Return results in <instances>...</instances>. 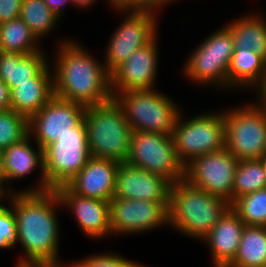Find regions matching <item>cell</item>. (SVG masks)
<instances>
[{
	"label": "cell",
	"mask_w": 266,
	"mask_h": 267,
	"mask_svg": "<svg viewBox=\"0 0 266 267\" xmlns=\"http://www.w3.org/2000/svg\"><path fill=\"white\" fill-rule=\"evenodd\" d=\"M227 267H266V226L245 225L236 256Z\"/></svg>",
	"instance_id": "d4e9b609"
},
{
	"label": "cell",
	"mask_w": 266,
	"mask_h": 267,
	"mask_svg": "<svg viewBox=\"0 0 266 267\" xmlns=\"http://www.w3.org/2000/svg\"><path fill=\"white\" fill-rule=\"evenodd\" d=\"M44 3L48 6V8L55 14L57 15L58 18H62L63 16V10L65 8V4L69 5L71 4L70 0H44Z\"/></svg>",
	"instance_id": "8d00e7d4"
},
{
	"label": "cell",
	"mask_w": 266,
	"mask_h": 267,
	"mask_svg": "<svg viewBox=\"0 0 266 267\" xmlns=\"http://www.w3.org/2000/svg\"><path fill=\"white\" fill-rule=\"evenodd\" d=\"M109 204L113 235L146 233L156 227L169 226V202L113 197Z\"/></svg>",
	"instance_id": "4fadbf2b"
},
{
	"label": "cell",
	"mask_w": 266,
	"mask_h": 267,
	"mask_svg": "<svg viewBox=\"0 0 266 267\" xmlns=\"http://www.w3.org/2000/svg\"><path fill=\"white\" fill-rule=\"evenodd\" d=\"M237 165L238 160L223 148L192 159L185 165L184 180L231 204Z\"/></svg>",
	"instance_id": "7c38bea8"
},
{
	"label": "cell",
	"mask_w": 266,
	"mask_h": 267,
	"mask_svg": "<svg viewBox=\"0 0 266 267\" xmlns=\"http://www.w3.org/2000/svg\"><path fill=\"white\" fill-rule=\"evenodd\" d=\"M9 194L0 186V202L4 200L5 198H8ZM2 204L0 203V206Z\"/></svg>",
	"instance_id": "b9f144b4"
},
{
	"label": "cell",
	"mask_w": 266,
	"mask_h": 267,
	"mask_svg": "<svg viewBox=\"0 0 266 267\" xmlns=\"http://www.w3.org/2000/svg\"><path fill=\"white\" fill-rule=\"evenodd\" d=\"M53 69L48 64L30 82L18 83L10 89L11 110L27 119L40 111L54 96Z\"/></svg>",
	"instance_id": "44dd1931"
},
{
	"label": "cell",
	"mask_w": 266,
	"mask_h": 267,
	"mask_svg": "<svg viewBox=\"0 0 266 267\" xmlns=\"http://www.w3.org/2000/svg\"><path fill=\"white\" fill-rule=\"evenodd\" d=\"M71 4L74 6H77L78 8H90V6H93L96 1L98 0H70ZM110 4V6L113 7L112 5V0H107Z\"/></svg>",
	"instance_id": "f35d334b"
},
{
	"label": "cell",
	"mask_w": 266,
	"mask_h": 267,
	"mask_svg": "<svg viewBox=\"0 0 266 267\" xmlns=\"http://www.w3.org/2000/svg\"><path fill=\"white\" fill-rule=\"evenodd\" d=\"M118 166L117 161L91 157L66 186L80 196L110 201L115 195Z\"/></svg>",
	"instance_id": "ac0fdd59"
},
{
	"label": "cell",
	"mask_w": 266,
	"mask_h": 267,
	"mask_svg": "<svg viewBox=\"0 0 266 267\" xmlns=\"http://www.w3.org/2000/svg\"><path fill=\"white\" fill-rule=\"evenodd\" d=\"M245 227L237 213L229 207L202 240L210 247L213 267H227L235 258Z\"/></svg>",
	"instance_id": "ffe728a7"
},
{
	"label": "cell",
	"mask_w": 266,
	"mask_h": 267,
	"mask_svg": "<svg viewBox=\"0 0 266 267\" xmlns=\"http://www.w3.org/2000/svg\"><path fill=\"white\" fill-rule=\"evenodd\" d=\"M43 157L45 184L51 190L66 185L91 158L84 120L47 145Z\"/></svg>",
	"instance_id": "9c48e42d"
},
{
	"label": "cell",
	"mask_w": 266,
	"mask_h": 267,
	"mask_svg": "<svg viewBox=\"0 0 266 267\" xmlns=\"http://www.w3.org/2000/svg\"><path fill=\"white\" fill-rule=\"evenodd\" d=\"M0 186L8 193H13L12 188L6 187V176L4 172V164H3V151L0 150Z\"/></svg>",
	"instance_id": "74e56055"
},
{
	"label": "cell",
	"mask_w": 266,
	"mask_h": 267,
	"mask_svg": "<svg viewBox=\"0 0 266 267\" xmlns=\"http://www.w3.org/2000/svg\"><path fill=\"white\" fill-rule=\"evenodd\" d=\"M158 36L137 49L128 60L110 73L112 96L128 90L154 89L158 68Z\"/></svg>",
	"instance_id": "9a60e30c"
},
{
	"label": "cell",
	"mask_w": 266,
	"mask_h": 267,
	"mask_svg": "<svg viewBox=\"0 0 266 267\" xmlns=\"http://www.w3.org/2000/svg\"><path fill=\"white\" fill-rule=\"evenodd\" d=\"M33 139L27 135L19 142L12 144L3 150V164L6 176V186L8 182L22 180L30 173L32 174L36 168L41 170V180L32 188L18 190L19 192H45L51 190L44 182V157L43 149L36 144V148L32 147L30 142Z\"/></svg>",
	"instance_id": "d6986e66"
},
{
	"label": "cell",
	"mask_w": 266,
	"mask_h": 267,
	"mask_svg": "<svg viewBox=\"0 0 266 267\" xmlns=\"http://www.w3.org/2000/svg\"><path fill=\"white\" fill-rule=\"evenodd\" d=\"M180 113L172 137L179 160L187 165L203 154L225 148V120L223 112H206L189 119Z\"/></svg>",
	"instance_id": "ba28073f"
},
{
	"label": "cell",
	"mask_w": 266,
	"mask_h": 267,
	"mask_svg": "<svg viewBox=\"0 0 266 267\" xmlns=\"http://www.w3.org/2000/svg\"><path fill=\"white\" fill-rule=\"evenodd\" d=\"M193 51L183 66L185 77L197 85L229 88L227 73L234 54L230 30L222 26Z\"/></svg>",
	"instance_id": "8992f818"
},
{
	"label": "cell",
	"mask_w": 266,
	"mask_h": 267,
	"mask_svg": "<svg viewBox=\"0 0 266 267\" xmlns=\"http://www.w3.org/2000/svg\"><path fill=\"white\" fill-rule=\"evenodd\" d=\"M172 182L127 163H119L114 198L170 202Z\"/></svg>",
	"instance_id": "2e32d148"
},
{
	"label": "cell",
	"mask_w": 266,
	"mask_h": 267,
	"mask_svg": "<svg viewBox=\"0 0 266 267\" xmlns=\"http://www.w3.org/2000/svg\"><path fill=\"white\" fill-rule=\"evenodd\" d=\"M46 267H73L71 264L67 263V264H59V265H48L46 264Z\"/></svg>",
	"instance_id": "7bdbcfd3"
},
{
	"label": "cell",
	"mask_w": 266,
	"mask_h": 267,
	"mask_svg": "<svg viewBox=\"0 0 266 267\" xmlns=\"http://www.w3.org/2000/svg\"><path fill=\"white\" fill-rule=\"evenodd\" d=\"M84 123L91 157L127 161L133 130L114 99L86 107Z\"/></svg>",
	"instance_id": "277c9868"
},
{
	"label": "cell",
	"mask_w": 266,
	"mask_h": 267,
	"mask_svg": "<svg viewBox=\"0 0 266 267\" xmlns=\"http://www.w3.org/2000/svg\"><path fill=\"white\" fill-rule=\"evenodd\" d=\"M113 99L121 107L133 131L172 135L182 112L166 93L156 89L128 90Z\"/></svg>",
	"instance_id": "5b68a950"
},
{
	"label": "cell",
	"mask_w": 266,
	"mask_h": 267,
	"mask_svg": "<svg viewBox=\"0 0 266 267\" xmlns=\"http://www.w3.org/2000/svg\"><path fill=\"white\" fill-rule=\"evenodd\" d=\"M260 160L262 161V165H263L265 175H266V157L263 156L260 158Z\"/></svg>",
	"instance_id": "ee69618b"
},
{
	"label": "cell",
	"mask_w": 266,
	"mask_h": 267,
	"mask_svg": "<svg viewBox=\"0 0 266 267\" xmlns=\"http://www.w3.org/2000/svg\"><path fill=\"white\" fill-rule=\"evenodd\" d=\"M86 106L53 96L48 103L28 119V135L44 149L47 145L83 120Z\"/></svg>",
	"instance_id": "5bb4252c"
},
{
	"label": "cell",
	"mask_w": 266,
	"mask_h": 267,
	"mask_svg": "<svg viewBox=\"0 0 266 267\" xmlns=\"http://www.w3.org/2000/svg\"><path fill=\"white\" fill-rule=\"evenodd\" d=\"M20 18L39 41L47 37L60 22V18L48 8L44 0H22Z\"/></svg>",
	"instance_id": "4316f807"
},
{
	"label": "cell",
	"mask_w": 266,
	"mask_h": 267,
	"mask_svg": "<svg viewBox=\"0 0 266 267\" xmlns=\"http://www.w3.org/2000/svg\"><path fill=\"white\" fill-rule=\"evenodd\" d=\"M110 252V253H109ZM98 255H90L80 261L70 263L73 267H145L143 264L137 263L124 258L120 254L109 251Z\"/></svg>",
	"instance_id": "4dcf8cb0"
},
{
	"label": "cell",
	"mask_w": 266,
	"mask_h": 267,
	"mask_svg": "<svg viewBox=\"0 0 266 267\" xmlns=\"http://www.w3.org/2000/svg\"><path fill=\"white\" fill-rule=\"evenodd\" d=\"M28 135V119L14 110L0 111V150Z\"/></svg>",
	"instance_id": "f546056e"
},
{
	"label": "cell",
	"mask_w": 266,
	"mask_h": 267,
	"mask_svg": "<svg viewBox=\"0 0 266 267\" xmlns=\"http://www.w3.org/2000/svg\"><path fill=\"white\" fill-rule=\"evenodd\" d=\"M54 95L86 107L113 99L110 73L83 46L71 39L61 41L55 56Z\"/></svg>",
	"instance_id": "7a4b0ae2"
},
{
	"label": "cell",
	"mask_w": 266,
	"mask_h": 267,
	"mask_svg": "<svg viewBox=\"0 0 266 267\" xmlns=\"http://www.w3.org/2000/svg\"><path fill=\"white\" fill-rule=\"evenodd\" d=\"M236 108L223 112L225 148L238 161L260 159L266 151V107L254 101Z\"/></svg>",
	"instance_id": "52a82bcc"
},
{
	"label": "cell",
	"mask_w": 266,
	"mask_h": 267,
	"mask_svg": "<svg viewBox=\"0 0 266 267\" xmlns=\"http://www.w3.org/2000/svg\"><path fill=\"white\" fill-rule=\"evenodd\" d=\"M0 206V249H10L16 245L17 227L12 204Z\"/></svg>",
	"instance_id": "1f68e13d"
},
{
	"label": "cell",
	"mask_w": 266,
	"mask_h": 267,
	"mask_svg": "<svg viewBox=\"0 0 266 267\" xmlns=\"http://www.w3.org/2000/svg\"><path fill=\"white\" fill-rule=\"evenodd\" d=\"M22 0H0V24L20 17Z\"/></svg>",
	"instance_id": "836d02e7"
},
{
	"label": "cell",
	"mask_w": 266,
	"mask_h": 267,
	"mask_svg": "<svg viewBox=\"0 0 266 267\" xmlns=\"http://www.w3.org/2000/svg\"><path fill=\"white\" fill-rule=\"evenodd\" d=\"M230 207L245 225L266 226V188L236 198Z\"/></svg>",
	"instance_id": "f1b7e54d"
},
{
	"label": "cell",
	"mask_w": 266,
	"mask_h": 267,
	"mask_svg": "<svg viewBox=\"0 0 266 267\" xmlns=\"http://www.w3.org/2000/svg\"><path fill=\"white\" fill-rule=\"evenodd\" d=\"M16 220V245L24 254L18 263L62 264L59 259V220L57 209L62 206L56 190L45 192H13L7 198ZM59 206V207H58Z\"/></svg>",
	"instance_id": "6da1fadb"
},
{
	"label": "cell",
	"mask_w": 266,
	"mask_h": 267,
	"mask_svg": "<svg viewBox=\"0 0 266 267\" xmlns=\"http://www.w3.org/2000/svg\"><path fill=\"white\" fill-rule=\"evenodd\" d=\"M255 89L258 92L256 96H259L255 104L266 107V65L260 81L254 86L253 90Z\"/></svg>",
	"instance_id": "e575fe53"
},
{
	"label": "cell",
	"mask_w": 266,
	"mask_h": 267,
	"mask_svg": "<svg viewBox=\"0 0 266 267\" xmlns=\"http://www.w3.org/2000/svg\"><path fill=\"white\" fill-rule=\"evenodd\" d=\"M266 59L250 49H234L228 69L229 88L253 87L260 81L264 73Z\"/></svg>",
	"instance_id": "cb8c5ba5"
},
{
	"label": "cell",
	"mask_w": 266,
	"mask_h": 267,
	"mask_svg": "<svg viewBox=\"0 0 266 267\" xmlns=\"http://www.w3.org/2000/svg\"><path fill=\"white\" fill-rule=\"evenodd\" d=\"M124 12L125 20L116 28L105 50L104 64L109 73L158 36L157 12L128 10L119 13Z\"/></svg>",
	"instance_id": "8fae6325"
},
{
	"label": "cell",
	"mask_w": 266,
	"mask_h": 267,
	"mask_svg": "<svg viewBox=\"0 0 266 267\" xmlns=\"http://www.w3.org/2000/svg\"><path fill=\"white\" fill-rule=\"evenodd\" d=\"M266 188V175L260 159L240 160L235 171L233 200Z\"/></svg>",
	"instance_id": "83f0119b"
},
{
	"label": "cell",
	"mask_w": 266,
	"mask_h": 267,
	"mask_svg": "<svg viewBox=\"0 0 266 267\" xmlns=\"http://www.w3.org/2000/svg\"><path fill=\"white\" fill-rule=\"evenodd\" d=\"M40 41L20 18L0 24V51L29 55L42 51Z\"/></svg>",
	"instance_id": "484cf974"
},
{
	"label": "cell",
	"mask_w": 266,
	"mask_h": 267,
	"mask_svg": "<svg viewBox=\"0 0 266 267\" xmlns=\"http://www.w3.org/2000/svg\"><path fill=\"white\" fill-rule=\"evenodd\" d=\"M62 207L71 210L80 229L90 239H99L111 235L109 201L80 196L73 193L66 185L55 189Z\"/></svg>",
	"instance_id": "e0dca14e"
},
{
	"label": "cell",
	"mask_w": 266,
	"mask_h": 267,
	"mask_svg": "<svg viewBox=\"0 0 266 267\" xmlns=\"http://www.w3.org/2000/svg\"><path fill=\"white\" fill-rule=\"evenodd\" d=\"M230 207L226 200L190 185L184 179L172 184L169 227L184 236L203 240Z\"/></svg>",
	"instance_id": "3957f363"
},
{
	"label": "cell",
	"mask_w": 266,
	"mask_h": 267,
	"mask_svg": "<svg viewBox=\"0 0 266 267\" xmlns=\"http://www.w3.org/2000/svg\"><path fill=\"white\" fill-rule=\"evenodd\" d=\"M125 163L162 175L172 183L185 177V166L177 156L172 135L132 131Z\"/></svg>",
	"instance_id": "30bf717a"
},
{
	"label": "cell",
	"mask_w": 266,
	"mask_h": 267,
	"mask_svg": "<svg viewBox=\"0 0 266 267\" xmlns=\"http://www.w3.org/2000/svg\"><path fill=\"white\" fill-rule=\"evenodd\" d=\"M252 14L233 20L225 26L232 33L234 49H250L266 59V20L261 16L263 13Z\"/></svg>",
	"instance_id": "603a6c76"
},
{
	"label": "cell",
	"mask_w": 266,
	"mask_h": 267,
	"mask_svg": "<svg viewBox=\"0 0 266 267\" xmlns=\"http://www.w3.org/2000/svg\"><path fill=\"white\" fill-rule=\"evenodd\" d=\"M176 0H154V12H157V9L167 5L170 2H175Z\"/></svg>",
	"instance_id": "ab89813d"
},
{
	"label": "cell",
	"mask_w": 266,
	"mask_h": 267,
	"mask_svg": "<svg viewBox=\"0 0 266 267\" xmlns=\"http://www.w3.org/2000/svg\"><path fill=\"white\" fill-rule=\"evenodd\" d=\"M15 267H46V264L18 263Z\"/></svg>",
	"instance_id": "60d3db41"
},
{
	"label": "cell",
	"mask_w": 266,
	"mask_h": 267,
	"mask_svg": "<svg viewBox=\"0 0 266 267\" xmlns=\"http://www.w3.org/2000/svg\"><path fill=\"white\" fill-rule=\"evenodd\" d=\"M45 54L44 50L29 55L0 51V79L9 89L30 82L50 63Z\"/></svg>",
	"instance_id": "7402d4cb"
},
{
	"label": "cell",
	"mask_w": 266,
	"mask_h": 267,
	"mask_svg": "<svg viewBox=\"0 0 266 267\" xmlns=\"http://www.w3.org/2000/svg\"><path fill=\"white\" fill-rule=\"evenodd\" d=\"M11 110L10 89L2 79H0V111Z\"/></svg>",
	"instance_id": "d590c367"
},
{
	"label": "cell",
	"mask_w": 266,
	"mask_h": 267,
	"mask_svg": "<svg viewBox=\"0 0 266 267\" xmlns=\"http://www.w3.org/2000/svg\"><path fill=\"white\" fill-rule=\"evenodd\" d=\"M113 8L119 11H153L154 0H112Z\"/></svg>",
	"instance_id": "d6a6232c"
}]
</instances>
